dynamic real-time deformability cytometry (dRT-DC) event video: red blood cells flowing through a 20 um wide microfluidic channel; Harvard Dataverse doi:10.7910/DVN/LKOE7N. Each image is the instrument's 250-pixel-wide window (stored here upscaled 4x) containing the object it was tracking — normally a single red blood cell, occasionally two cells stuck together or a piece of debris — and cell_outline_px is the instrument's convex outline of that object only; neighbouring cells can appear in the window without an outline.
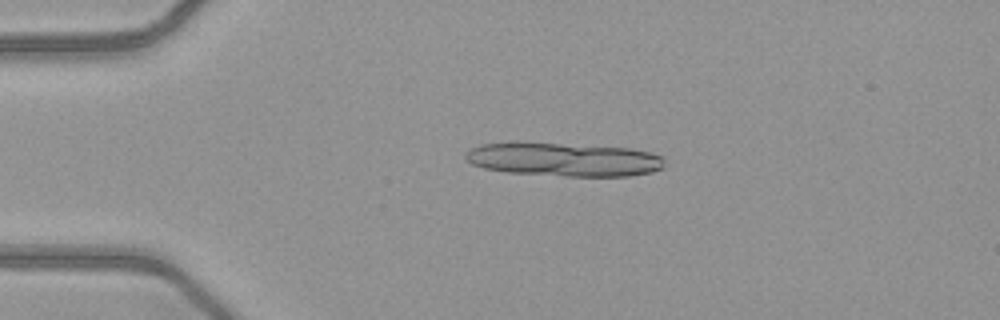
{"species": "common noctule bat (a hibernating species)", "species_latin": "Nyctalus noctula", "temperature_condition": "warm", "stored_images_in_passage": 51, "segment_of_instrument_passage": [1, 2], "camera_frame_rate_fps": 3000, "um_per_image_px": 0.085, "animal": {"sex": "female", "body_mass_g": 21.9}, "frame": {"image": 1, "passage_image": 11, "time_ms": 3.333, "image_size_px": [1000, 320], "cell_outline_px": [[664, 168], [652, 172], [628, 176], [568, 176], [508, 172], [484, 168], [472, 164], [464, 156], [472, 148], [480, 144], [516, 140], [524, 140], [632, 148], [652, 152], [664, 156]], "centroid_in_image_um": [47.93, 13.51], "position_along_channel_um": 37.1, "area_um2": 40.11}}